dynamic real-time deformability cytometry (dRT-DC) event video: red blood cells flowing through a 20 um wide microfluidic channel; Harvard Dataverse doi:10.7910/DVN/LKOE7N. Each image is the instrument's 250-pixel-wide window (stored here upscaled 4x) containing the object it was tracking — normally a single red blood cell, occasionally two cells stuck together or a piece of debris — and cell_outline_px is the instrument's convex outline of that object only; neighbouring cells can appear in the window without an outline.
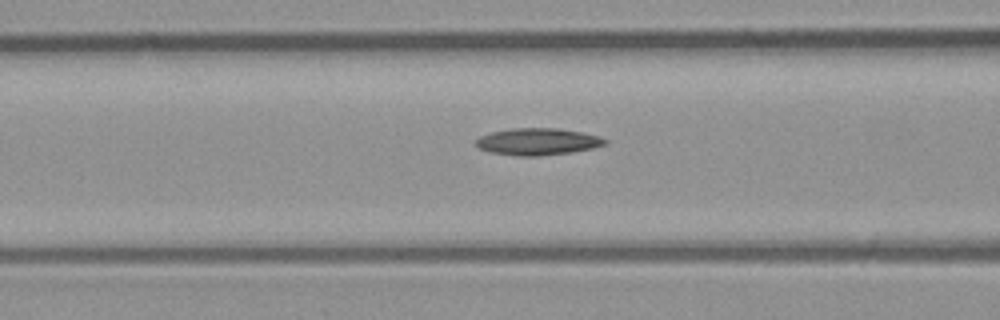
{"species": "common noctule bat (a hibernating species)", "species_latin": "Nyctalus noctula", "temperature_condition": "room temperature", "stored_images_in_passage": 15, "camera_frame_rate_fps": 3000, "um_per_image_px": 0.085, "animal": {"sex": "male", "body_mass_g": 23.1, "forearm_length_mm": 52.7}, "frame": {"image": 1, "passage_image": 13, "time_ms": 4.0, "image_size_px": [1000, 320], "cell_outline_px": [[608, 140], [604, 144], [592, 148], [572, 152], [536, 156], [516, 156], [488, 152], [476, 148], [476, 140], [480, 136], [492, 132], [512, 128], [556, 128], [580, 132], [596, 136]], "centroid_in_image_um": [45.63, 12.05], "position_along_channel_um": 121.0, "area_um2": 20.11}}